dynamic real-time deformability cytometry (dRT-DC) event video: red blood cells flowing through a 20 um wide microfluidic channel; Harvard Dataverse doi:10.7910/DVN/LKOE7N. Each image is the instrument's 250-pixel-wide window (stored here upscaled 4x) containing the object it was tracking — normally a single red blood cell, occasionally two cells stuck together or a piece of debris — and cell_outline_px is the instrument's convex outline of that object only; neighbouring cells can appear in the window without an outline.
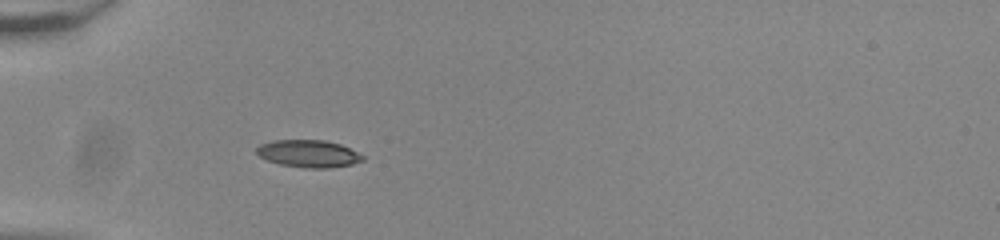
{"species": "common noctule bat (a hibernating species)", "species_latin": "Nyctalus noctula", "temperature_condition": "room temperature", "stored_images_in_passage": 37, "camera_frame_rate_fps": 3000, "um_per_image_px": 0.085, "animal": {"sex": "male", "body_mass_g": 20.0, "forearm_length_mm": 53.3}, "frame": {"image": 1, "passage_image": 1, "time_ms": 0.0, "image_size_px": [1000, 240], "cell_outline_px": [[364, 160], [352, 164], [328, 168], [304, 168], [280, 164], [268, 160], [260, 156], [256, 152], [256, 148], [260, 144], [272, 140], [324, 140], [340, 144], [364, 156]], "centroid_in_image_um": [26.21, 13.06], "position_along_channel_um": 58.8, "area_um2": 16.82}}
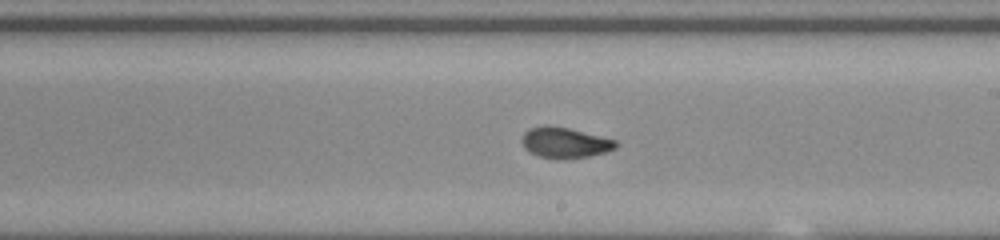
{"frame": {"image": 2, "passage_image": 16, "time_ms": 5.0, "image_size_px": [1000, 240], "cell_outline_px": [[620, 144], [616, 148], [604, 152], [588, 156], [540, 156], [528, 152], [524, 148], [520, 140], [524, 132], [528, 128], [544, 124], [548, 124], [568, 128], [616, 140]], "centroid_in_image_um": [47.97, 12.06], "position_along_channel_um": 241.0, "area_um2": 16.36}}
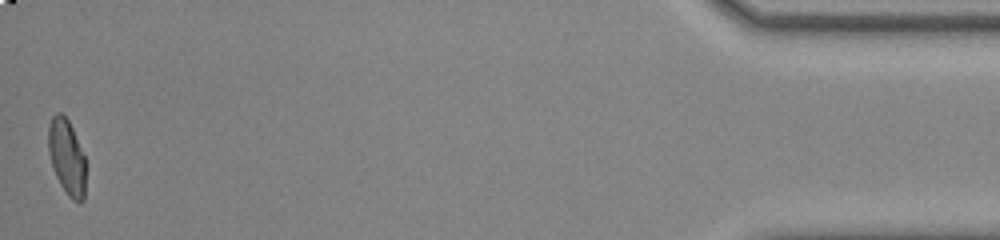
{"frame": {"image": 3, "passage_image": 37, "time_ms": 12.0, "image_size_px": [1000, 240], "cell_outline_px": [[88, 164], [84, 200], [80, 204], [72, 200], [68, 196], [60, 184], [56, 176], [48, 152], [48, 124], [52, 116], [56, 112], [60, 112], [68, 120], [72, 128]], "centroid_in_image_um": [5.72, 13.4], "position_along_channel_um": 429.5, "area_um2": 16.99}, "authors_computed_cell_mechanics": {"area_um2": 16.8198, "velocity_mm_per_s": 3.8594, "shape_relaxation_time_tau1_ms": 7.0359, "shape_relaxation_time_tau2_ms": 1.4185, "deformation_change_tau1": 0.2402, "deformation_change_tau2": 0.0571}}